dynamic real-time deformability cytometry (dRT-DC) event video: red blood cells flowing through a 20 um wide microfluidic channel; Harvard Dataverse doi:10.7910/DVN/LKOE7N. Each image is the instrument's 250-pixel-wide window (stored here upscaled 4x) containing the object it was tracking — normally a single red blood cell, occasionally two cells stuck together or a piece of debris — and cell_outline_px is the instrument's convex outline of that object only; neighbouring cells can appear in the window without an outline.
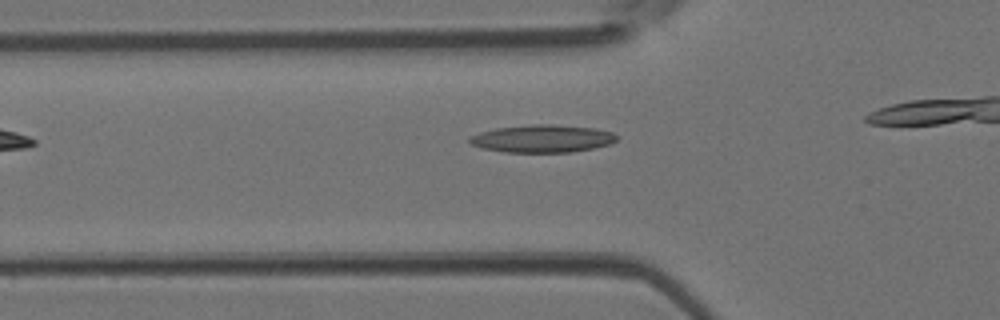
{"species": "Egyptian fruit bat (a non-hibernating species)", "species_latin": "Rousettus aegyptiacus", "temperature_condition": "room temperature", "stored_images_in_passage": 9, "camera_frame_rate_fps": 3000, "um_per_image_px": 0.085, "animal": {"sex": "female"}, "frame": {"image": 1, "passage_image": 2, "time_ms": 0.333, "image_size_px": [1000, 320], "cell_outline_px": [[620, 136], [616, 140], [608, 144], [592, 148], [572, 152], [504, 152], [484, 148], [472, 144], [468, 140], [468, 136], [480, 132], [496, 128], [532, 124], [552, 124], [592, 128], [612, 132]], "centroid_in_image_um": [46.08, 11.78], "position_along_channel_um": 79.7, "area_um2": 23.58}}
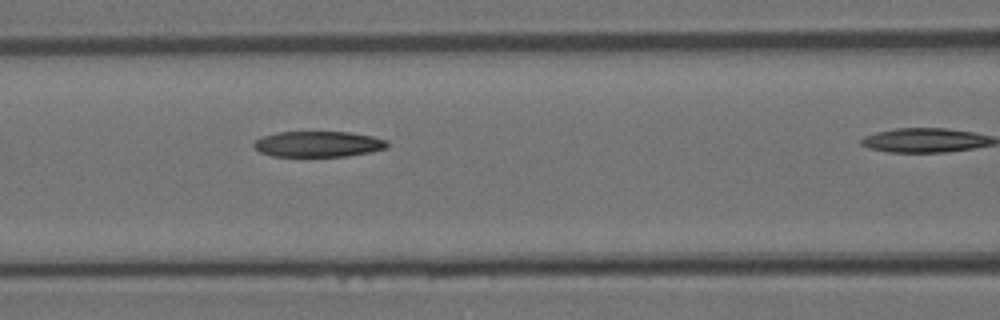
{"frame": {"image": 2, "passage_image": 6, "time_ms": 1.667, "image_size_px": [1000, 320], "cell_outline_px": [[388, 148], [372, 152], [348, 156], [272, 156], [260, 152], [252, 144], [256, 140], [264, 136], [280, 132], [348, 132], [372, 136], [388, 140]], "centroid_in_image_um": [27.1, 12.25], "position_along_channel_um": 139.5, "area_um2": 20.0}}